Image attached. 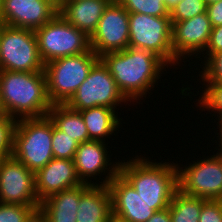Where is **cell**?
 Wrapping results in <instances>:
<instances>
[{"instance_id": "obj_11", "label": "cell", "mask_w": 222, "mask_h": 222, "mask_svg": "<svg viewBox=\"0 0 222 222\" xmlns=\"http://www.w3.org/2000/svg\"><path fill=\"white\" fill-rule=\"evenodd\" d=\"M0 203L35 209L40 206L35 191V173L12 155L0 158Z\"/></svg>"}, {"instance_id": "obj_26", "label": "cell", "mask_w": 222, "mask_h": 222, "mask_svg": "<svg viewBox=\"0 0 222 222\" xmlns=\"http://www.w3.org/2000/svg\"><path fill=\"white\" fill-rule=\"evenodd\" d=\"M204 90H202V97L199 96L198 104L200 108H206L209 112L217 113V117H222V83L203 82ZM206 84V85H205Z\"/></svg>"}, {"instance_id": "obj_34", "label": "cell", "mask_w": 222, "mask_h": 222, "mask_svg": "<svg viewBox=\"0 0 222 222\" xmlns=\"http://www.w3.org/2000/svg\"><path fill=\"white\" fill-rule=\"evenodd\" d=\"M146 222H171L169 208L155 212Z\"/></svg>"}, {"instance_id": "obj_12", "label": "cell", "mask_w": 222, "mask_h": 222, "mask_svg": "<svg viewBox=\"0 0 222 222\" xmlns=\"http://www.w3.org/2000/svg\"><path fill=\"white\" fill-rule=\"evenodd\" d=\"M90 47L98 57L129 47V12L117 0L103 12L90 36Z\"/></svg>"}, {"instance_id": "obj_36", "label": "cell", "mask_w": 222, "mask_h": 222, "mask_svg": "<svg viewBox=\"0 0 222 222\" xmlns=\"http://www.w3.org/2000/svg\"><path fill=\"white\" fill-rule=\"evenodd\" d=\"M217 120H219L218 122H217V124H219V125H217V126H219V133H217V135H219L220 134V136H217L218 137V139L220 140V141H218L220 144H219V146L218 147H220V149L218 148V151H222V117H218V119ZM220 137V138H219Z\"/></svg>"}, {"instance_id": "obj_31", "label": "cell", "mask_w": 222, "mask_h": 222, "mask_svg": "<svg viewBox=\"0 0 222 222\" xmlns=\"http://www.w3.org/2000/svg\"><path fill=\"white\" fill-rule=\"evenodd\" d=\"M199 222H222V200H207L202 205Z\"/></svg>"}, {"instance_id": "obj_14", "label": "cell", "mask_w": 222, "mask_h": 222, "mask_svg": "<svg viewBox=\"0 0 222 222\" xmlns=\"http://www.w3.org/2000/svg\"><path fill=\"white\" fill-rule=\"evenodd\" d=\"M103 141L89 140L78 145L73 159L74 165L76 167V172L78 177L83 183L90 185H97L93 182L92 177L96 180L95 176L104 175L107 172L106 178L102 179L100 185H108V183L119 173L120 161L115 162V164L109 162L110 156ZM109 166V168H107ZM106 170V171H105ZM91 177V178H90ZM90 180V181H89ZM93 182V183H91Z\"/></svg>"}, {"instance_id": "obj_4", "label": "cell", "mask_w": 222, "mask_h": 222, "mask_svg": "<svg viewBox=\"0 0 222 222\" xmlns=\"http://www.w3.org/2000/svg\"><path fill=\"white\" fill-rule=\"evenodd\" d=\"M53 122L48 116L18 119L13 134L12 156L36 173L53 158Z\"/></svg>"}, {"instance_id": "obj_43", "label": "cell", "mask_w": 222, "mask_h": 222, "mask_svg": "<svg viewBox=\"0 0 222 222\" xmlns=\"http://www.w3.org/2000/svg\"><path fill=\"white\" fill-rule=\"evenodd\" d=\"M3 26V23L0 22V34H1V28Z\"/></svg>"}, {"instance_id": "obj_23", "label": "cell", "mask_w": 222, "mask_h": 222, "mask_svg": "<svg viewBox=\"0 0 222 222\" xmlns=\"http://www.w3.org/2000/svg\"><path fill=\"white\" fill-rule=\"evenodd\" d=\"M206 201L177 189L168 207L171 222H199L201 208Z\"/></svg>"}, {"instance_id": "obj_21", "label": "cell", "mask_w": 222, "mask_h": 222, "mask_svg": "<svg viewBox=\"0 0 222 222\" xmlns=\"http://www.w3.org/2000/svg\"><path fill=\"white\" fill-rule=\"evenodd\" d=\"M84 119L90 140L103 141L117 132L122 124L118 111L106 107H94L79 111ZM119 118V119H118Z\"/></svg>"}, {"instance_id": "obj_8", "label": "cell", "mask_w": 222, "mask_h": 222, "mask_svg": "<svg viewBox=\"0 0 222 222\" xmlns=\"http://www.w3.org/2000/svg\"><path fill=\"white\" fill-rule=\"evenodd\" d=\"M34 30L3 24L0 34V70L44 71Z\"/></svg>"}, {"instance_id": "obj_10", "label": "cell", "mask_w": 222, "mask_h": 222, "mask_svg": "<svg viewBox=\"0 0 222 222\" xmlns=\"http://www.w3.org/2000/svg\"><path fill=\"white\" fill-rule=\"evenodd\" d=\"M193 161L184 169L177 165L178 189L183 193L206 200H222V165L219 157Z\"/></svg>"}, {"instance_id": "obj_16", "label": "cell", "mask_w": 222, "mask_h": 222, "mask_svg": "<svg viewBox=\"0 0 222 222\" xmlns=\"http://www.w3.org/2000/svg\"><path fill=\"white\" fill-rule=\"evenodd\" d=\"M113 218L120 222H146L156 211L118 173L109 183Z\"/></svg>"}, {"instance_id": "obj_27", "label": "cell", "mask_w": 222, "mask_h": 222, "mask_svg": "<svg viewBox=\"0 0 222 222\" xmlns=\"http://www.w3.org/2000/svg\"><path fill=\"white\" fill-rule=\"evenodd\" d=\"M207 6L204 0H182L169 12L171 22H179L205 13Z\"/></svg>"}, {"instance_id": "obj_28", "label": "cell", "mask_w": 222, "mask_h": 222, "mask_svg": "<svg viewBox=\"0 0 222 222\" xmlns=\"http://www.w3.org/2000/svg\"><path fill=\"white\" fill-rule=\"evenodd\" d=\"M16 122V119L6 114L0 115V158L12 155Z\"/></svg>"}, {"instance_id": "obj_40", "label": "cell", "mask_w": 222, "mask_h": 222, "mask_svg": "<svg viewBox=\"0 0 222 222\" xmlns=\"http://www.w3.org/2000/svg\"><path fill=\"white\" fill-rule=\"evenodd\" d=\"M216 155L219 157L220 163L222 165V151L216 153Z\"/></svg>"}, {"instance_id": "obj_6", "label": "cell", "mask_w": 222, "mask_h": 222, "mask_svg": "<svg viewBox=\"0 0 222 222\" xmlns=\"http://www.w3.org/2000/svg\"><path fill=\"white\" fill-rule=\"evenodd\" d=\"M129 47L151 51L170 67L181 62L173 53L170 16L129 13Z\"/></svg>"}, {"instance_id": "obj_41", "label": "cell", "mask_w": 222, "mask_h": 222, "mask_svg": "<svg viewBox=\"0 0 222 222\" xmlns=\"http://www.w3.org/2000/svg\"><path fill=\"white\" fill-rule=\"evenodd\" d=\"M5 114L0 101V115Z\"/></svg>"}, {"instance_id": "obj_29", "label": "cell", "mask_w": 222, "mask_h": 222, "mask_svg": "<svg viewBox=\"0 0 222 222\" xmlns=\"http://www.w3.org/2000/svg\"><path fill=\"white\" fill-rule=\"evenodd\" d=\"M202 64L204 65L203 71L199 76L203 82L222 83V51L211 55Z\"/></svg>"}, {"instance_id": "obj_3", "label": "cell", "mask_w": 222, "mask_h": 222, "mask_svg": "<svg viewBox=\"0 0 222 222\" xmlns=\"http://www.w3.org/2000/svg\"><path fill=\"white\" fill-rule=\"evenodd\" d=\"M145 158L136 155L132 160L121 161L119 173L152 209L161 211L170 206L178 189V163H154Z\"/></svg>"}, {"instance_id": "obj_19", "label": "cell", "mask_w": 222, "mask_h": 222, "mask_svg": "<svg viewBox=\"0 0 222 222\" xmlns=\"http://www.w3.org/2000/svg\"><path fill=\"white\" fill-rule=\"evenodd\" d=\"M82 183L47 197L39 208L45 214L47 222H76V214L81 195L90 187Z\"/></svg>"}, {"instance_id": "obj_13", "label": "cell", "mask_w": 222, "mask_h": 222, "mask_svg": "<svg viewBox=\"0 0 222 222\" xmlns=\"http://www.w3.org/2000/svg\"><path fill=\"white\" fill-rule=\"evenodd\" d=\"M59 8L49 0H0V22L36 30L52 20Z\"/></svg>"}, {"instance_id": "obj_15", "label": "cell", "mask_w": 222, "mask_h": 222, "mask_svg": "<svg viewBox=\"0 0 222 222\" xmlns=\"http://www.w3.org/2000/svg\"><path fill=\"white\" fill-rule=\"evenodd\" d=\"M171 23L174 55L180 61L182 58L185 59L187 56L195 54L198 56V54L201 55L202 53L204 57V50L213 28L207 13L196 15L188 20Z\"/></svg>"}, {"instance_id": "obj_7", "label": "cell", "mask_w": 222, "mask_h": 222, "mask_svg": "<svg viewBox=\"0 0 222 222\" xmlns=\"http://www.w3.org/2000/svg\"><path fill=\"white\" fill-rule=\"evenodd\" d=\"M38 52L44 64L58 58L88 52L90 37L68 23L59 13L35 30Z\"/></svg>"}, {"instance_id": "obj_22", "label": "cell", "mask_w": 222, "mask_h": 222, "mask_svg": "<svg viewBox=\"0 0 222 222\" xmlns=\"http://www.w3.org/2000/svg\"><path fill=\"white\" fill-rule=\"evenodd\" d=\"M47 116L54 126L76 142L89 141V134L81 113L71 109L67 104L52 105Z\"/></svg>"}, {"instance_id": "obj_17", "label": "cell", "mask_w": 222, "mask_h": 222, "mask_svg": "<svg viewBox=\"0 0 222 222\" xmlns=\"http://www.w3.org/2000/svg\"><path fill=\"white\" fill-rule=\"evenodd\" d=\"M82 183L70 159L53 158L35 173V191L40 203L54 193Z\"/></svg>"}, {"instance_id": "obj_18", "label": "cell", "mask_w": 222, "mask_h": 222, "mask_svg": "<svg viewBox=\"0 0 222 222\" xmlns=\"http://www.w3.org/2000/svg\"><path fill=\"white\" fill-rule=\"evenodd\" d=\"M113 0L62 1L58 13L89 37L96 30L103 12Z\"/></svg>"}, {"instance_id": "obj_30", "label": "cell", "mask_w": 222, "mask_h": 222, "mask_svg": "<svg viewBox=\"0 0 222 222\" xmlns=\"http://www.w3.org/2000/svg\"><path fill=\"white\" fill-rule=\"evenodd\" d=\"M33 206L0 203V222H24Z\"/></svg>"}, {"instance_id": "obj_39", "label": "cell", "mask_w": 222, "mask_h": 222, "mask_svg": "<svg viewBox=\"0 0 222 222\" xmlns=\"http://www.w3.org/2000/svg\"><path fill=\"white\" fill-rule=\"evenodd\" d=\"M220 0H204L206 6L210 5V4H213V3H216V2H219Z\"/></svg>"}, {"instance_id": "obj_1", "label": "cell", "mask_w": 222, "mask_h": 222, "mask_svg": "<svg viewBox=\"0 0 222 222\" xmlns=\"http://www.w3.org/2000/svg\"><path fill=\"white\" fill-rule=\"evenodd\" d=\"M100 60L109 69L118 89L130 103L146 98L147 92L154 88L161 74L166 71V66L168 68L151 51L136 47L105 53L100 56Z\"/></svg>"}, {"instance_id": "obj_38", "label": "cell", "mask_w": 222, "mask_h": 222, "mask_svg": "<svg viewBox=\"0 0 222 222\" xmlns=\"http://www.w3.org/2000/svg\"><path fill=\"white\" fill-rule=\"evenodd\" d=\"M53 4H55L58 8L61 6L63 0H49Z\"/></svg>"}, {"instance_id": "obj_42", "label": "cell", "mask_w": 222, "mask_h": 222, "mask_svg": "<svg viewBox=\"0 0 222 222\" xmlns=\"http://www.w3.org/2000/svg\"><path fill=\"white\" fill-rule=\"evenodd\" d=\"M110 222H120V221L113 218Z\"/></svg>"}, {"instance_id": "obj_25", "label": "cell", "mask_w": 222, "mask_h": 222, "mask_svg": "<svg viewBox=\"0 0 222 222\" xmlns=\"http://www.w3.org/2000/svg\"><path fill=\"white\" fill-rule=\"evenodd\" d=\"M79 143L53 124L52 153L54 158L73 160Z\"/></svg>"}, {"instance_id": "obj_5", "label": "cell", "mask_w": 222, "mask_h": 222, "mask_svg": "<svg viewBox=\"0 0 222 222\" xmlns=\"http://www.w3.org/2000/svg\"><path fill=\"white\" fill-rule=\"evenodd\" d=\"M100 60L92 49L48 62L44 66L47 94L52 105L67 104L92 67Z\"/></svg>"}, {"instance_id": "obj_9", "label": "cell", "mask_w": 222, "mask_h": 222, "mask_svg": "<svg viewBox=\"0 0 222 222\" xmlns=\"http://www.w3.org/2000/svg\"><path fill=\"white\" fill-rule=\"evenodd\" d=\"M127 101L109 69L99 60L67 105L77 111L99 106L115 110L121 103L128 104Z\"/></svg>"}, {"instance_id": "obj_32", "label": "cell", "mask_w": 222, "mask_h": 222, "mask_svg": "<svg viewBox=\"0 0 222 222\" xmlns=\"http://www.w3.org/2000/svg\"><path fill=\"white\" fill-rule=\"evenodd\" d=\"M204 62L213 54L222 51V25L213 27L209 37L208 44L205 48ZM206 58V59H205Z\"/></svg>"}, {"instance_id": "obj_2", "label": "cell", "mask_w": 222, "mask_h": 222, "mask_svg": "<svg viewBox=\"0 0 222 222\" xmlns=\"http://www.w3.org/2000/svg\"><path fill=\"white\" fill-rule=\"evenodd\" d=\"M0 101L4 113L16 120L47 116L52 104L45 71L0 70Z\"/></svg>"}, {"instance_id": "obj_20", "label": "cell", "mask_w": 222, "mask_h": 222, "mask_svg": "<svg viewBox=\"0 0 222 222\" xmlns=\"http://www.w3.org/2000/svg\"><path fill=\"white\" fill-rule=\"evenodd\" d=\"M76 222H110L111 193L107 185H91L80 197Z\"/></svg>"}, {"instance_id": "obj_33", "label": "cell", "mask_w": 222, "mask_h": 222, "mask_svg": "<svg viewBox=\"0 0 222 222\" xmlns=\"http://www.w3.org/2000/svg\"><path fill=\"white\" fill-rule=\"evenodd\" d=\"M206 13L212 27L222 25V0L207 6Z\"/></svg>"}, {"instance_id": "obj_37", "label": "cell", "mask_w": 222, "mask_h": 222, "mask_svg": "<svg viewBox=\"0 0 222 222\" xmlns=\"http://www.w3.org/2000/svg\"><path fill=\"white\" fill-rule=\"evenodd\" d=\"M182 0H163L166 8L169 10V12L173 9V7L178 4Z\"/></svg>"}, {"instance_id": "obj_24", "label": "cell", "mask_w": 222, "mask_h": 222, "mask_svg": "<svg viewBox=\"0 0 222 222\" xmlns=\"http://www.w3.org/2000/svg\"><path fill=\"white\" fill-rule=\"evenodd\" d=\"M129 13H141L156 17L169 16L163 0H117Z\"/></svg>"}, {"instance_id": "obj_35", "label": "cell", "mask_w": 222, "mask_h": 222, "mask_svg": "<svg viewBox=\"0 0 222 222\" xmlns=\"http://www.w3.org/2000/svg\"><path fill=\"white\" fill-rule=\"evenodd\" d=\"M24 222H47V218L42 210L38 208L34 209L24 220Z\"/></svg>"}]
</instances>
